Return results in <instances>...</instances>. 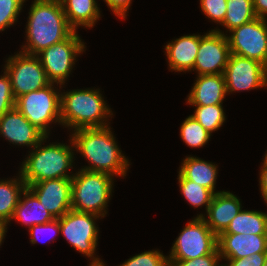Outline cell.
<instances>
[{
    "label": "cell",
    "instance_id": "cell-1",
    "mask_svg": "<svg viewBox=\"0 0 267 266\" xmlns=\"http://www.w3.org/2000/svg\"><path fill=\"white\" fill-rule=\"evenodd\" d=\"M70 138L75 150L90 163L82 170L106 173L112 177L126 176L129 160L122 154L109 126L80 128L74 130Z\"/></svg>",
    "mask_w": 267,
    "mask_h": 266
},
{
    "label": "cell",
    "instance_id": "cell-2",
    "mask_svg": "<svg viewBox=\"0 0 267 266\" xmlns=\"http://www.w3.org/2000/svg\"><path fill=\"white\" fill-rule=\"evenodd\" d=\"M75 30L68 24L60 0H34L26 26V44L22 53L37 55L67 39Z\"/></svg>",
    "mask_w": 267,
    "mask_h": 266
},
{
    "label": "cell",
    "instance_id": "cell-3",
    "mask_svg": "<svg viewBox=\"0 0 267 266\" xmlns=\"http://www.w3.org/2000/svg\"><path fill=\"white\" fill-rule=\"evenodd\" d=\"M47 138L41 140L32 149L26 160L22 162L19 174L26 186L44 180L72 178L74 176V174H67L74 162L73 151L75 149L71 138L70 146L63 143H49V145L42 147Z\"/></svg>",
    "mask_w": 267,
    "mask_h": 266
},
{
    "label": "cell",
    "instance_id": "cell-4",
    "mask_svg": "<svg viewBox=\"0 0 267 266\" xmlns=\"http://www.w3.org/2000/svg\"><path fill=\"white\" fill-rule=\"evenodd\" d=\"M60 104L61 125L70 127L73 131L80 128L106 127V121L113 115L98 89L61 92Z\"/></svg>",
    "mask_w": 267,
    "mask_h": 266
},
{
    "label": "cell",
    "instance_id": "cell-5",
    "mask_svg": "<svg viewBox=\"0 0 267 266\" xmlns=\"http://www.w3.org/2000/svg\"><path fill=\"white\" fill-rule=\"evenodd\" d=\"M113 179L106 173L80 169L71 178L72 209L104 217L112 196Z\"/></svg>",
    "mask_w": 267,
    "mask_h": 266
},
{
    "label": "cell",
    "instance_id": "cell-6",
    "mask_svg": "<svg viewBox=\"0 0 267 266\" xmlns=\"http://www.w3.org/2000/svg\"><path fill=\"white\" fill-rule=\"evenodd\" d=\"M54 84L23 94L15 103V107L46 137L50 133V123L61 124V93L54 89Z\"/></svg>",
    "mask_w": 267,
    "mask_h": 266
},
{
    "label": "cell",
    "instance_id": "cell-7",
    "mask_svg": "<svg viewBox=\"0 0 267 266\" xmlns=\"http://www.w3.org/2000/svg\"><path fill=\"white\" fill-rule=\"evenodd\" d=\"M100 216L70 209L59 218L60 233L72 247L92 259L89 266H104L100 258L94 257L98 242V227L94 220Z\"/></svg>",
    "mask_w": 267,
    "mask_h": 266
},
{
    "label": "cell",
    "instance_id": "cell-8",
    "mask_svg": "<svg viewBox=\"0 0 267 266\" xmlns=\"http://www.w3.org/2000/svg\"><path fill=\"white\" fill-rule=\"evenodd\" d=\"M181 231L173 243L168 260H191L219 253L218 236L207 226L202 216L195 217Z\"/></svg>",
    "mask_w": 267,
    "mask_h": 266
},
{
    "label": "cell",
    "instance_id": "cell-9",
    "mask_svg": "<svg viewBox=\"0 0 267 266\" xmlns=\"http://www.w3.org/2000/svg\"><path fill=\"white\" fill-rule=\"evenodd\" d=\"M74 31L67 39L56 43L38 53L46 76L51 83L64 85L76 62V57L85 49V43Z\"/></svg>",
    "mask_w": 267,
    "mask_h": 266
},
{
    "label": "cell",
    "instance_id": "cell-10",
    "mask_svg": "<svg viewBox=\"0 0 267 266\" xmlns=\"http://www.w3.org/2000/svg\"><path fill=\"white\" fill-rule=\"evenodd\" d=\"M4 70L9 75L15 99L23 94L42 89L51 83L36 55L19 52L9 56Z\"/></svg>",
    "mask_w": 267,
    "mask_h": 266
},
{
    "label": "cell",
    "instance_id": "cell-11",
    "mask_svg": "<svg viewBox=\"0 0 267 266\" xmlns=\"http://www.w3.org/2000/svg\"><path fill=\"white\" fill-rule=\"evenodd\" d=\"M229 32L231 53L258 61L267 68V19L257 17Z\"/></svg>",
    "mask_w": 267,
    "mask_h": 266
},
{
    "label": "cell",
    "instance_id": "cell-12",
    "mask_svg": "<svg viewBox=\"0 0 267 266\" xmlns=\"http://www.w3.org/2000/svg\"><path fill=\"white\" fill-rule=\"evenodd\" d=\"M230 47L227 36L220 29H214L200 35V45L193 71L198 75L223 74L227 66Z\"/></svg>",
    "mask_w": 267,
    "mask_h": 266
},
{
    "label": "cell",
    "instance_id": "cell-13",
    "mask_svg": "<svg viewBox=\"0 0 267 266\" xmlns=\"http://www.w3.org/2000/svg\"><path fill=\"white\" fill-rule=\"evenodd\" d=\"M223 74L227 94L267 86V68L262 63L233 53Z\"/></svg>",
    "mask_w": 267,
    "mask_h": 266
},
{
    "label": "cell",
    "instance_id": "cell-14",
    "mask_svg": "<svg viewBox=\"0 0 267 266\" xmlns=\"http://www.w3.org/2000/svg\"><path fill=\"white\" fill-rule=\"evenodd\" d=\"M71 178H56L27 185L49 213L59 219L72 209Z\"/></svg>",
    "mask_w": 267,
    "mask_h": 266
},
{
    "label": "cell",
    "instance_id": "cell-15",
    "mask_svg": "<svg viewBox=\"0 0 267 266\" xmlns=\"http://www.w3.org/2000/svg\"><path fill=\"white\" fill-rule=\"evenodd\" d=\"M0 135L12 144L32 149L46 137L16 107L0 117Z\"/></svg>",
    "mask_w": 267,
    "mask_h": 266
},
{
    "label": "cell",
    "instance_id": "cell-16",
    "mask_svg": "<svg viewBox=\"0 0 267 266\" xmlns=\"http://www.w3.org/2000/svg\"><path fill=\"white\" fill-rule=\"evenodd\" d=\"M221 259L244 258L254 253H267V235L221 233L218 236Z\"/></svg>",
    "mask_w": 267,
    "mask_h": 266
},
{
    "label": "cell",
    "instance_id": "cell-17",
    "mask_svg": "<svg viewBox=\"0 0 267 266\" xmlns=\"http://www.w3.org/2000/svg\"><path fill=\"white\" fill-rule=\"evenodd\" d=\"M240 199L230 191L215 193L207 210L208 219L202 216L207 226L219 236L229 226L232 219L242 210Z\"/></svg>",
    "mask_w": 267,
    "mask_h": 266
},
{
    "label": "cell",
    "instance_id": "cell-18",
    "mask_svg": "<svg viewBox=\"0 0 267 266\" xmlns=\"http://www.w3.org/2000/svg\"><path fill=\"white\" fill-rule=\"evenodd\" d=\"M187 103L193 106L223 104L227 95L224 74L197 75Z\"/></svg>",
    "mask_w": 267,
    "mask_h": 266
},
{
    "label": "cell",
    "instance_id": "cell-19",
    "mask_svg": "<svg viewBox=\"0 0 267 266\" xmlns=\"http://www.w3.org/2000/svg\"><path fill=\"white\" fill-rule=\"evenodd\" d=\"M200 45V35H184L165 46L170 70L191 71Z\"/></svg>",
    "mask_w": 267,
    "mask_h": 266
},
{
    "label": "cell",
    "instance_id": "cell-20",
    "mask_svg": "<svg viewBox=\"0 0 267 266\" xmlns=\"http://www.w3.org/2000/svg\"><path fill=\"white\" fill-rule=\"evenodd\" d=\"M22 195L23 198L20 196L11 220L16 219L22 225L29 226L28 228H30L55 219L27 187L22 192Z\"/></svg>",
    "mask_w": 267,
    "mask_h": 266
},
{
    "label": "cell",
    "instance_id": "cell-21",
    "mask_svg": "<svg viewBox=\"0 0 267 266\" xmlns=\"http://www.w3.org/2000/svg\"><path fill=\"white\" fill-rule=\"evenodd\" d=\"M68 24L76 31L78 26L93 28L101 14L96 0H60Z\"/></svg>",
    "mask_w": 267,
    "mask_h": 266
},
{
    "label": "cell",
    "instance_id": "cell-22",
    "mask_svg": "<svg viewBox=\"0 0 267 266\" xmlns=\"http://www.w3.org/2000/svg\"><path fill=\"white\" fill-rule=\"evenodd\" d=\"M179 172L188 180L200 184L214 194L217 179V165L201 158L188 156L183 160Z\"/></svg>",
    "mask_w": 267,
    "mask_h": 266
},
{
    "label": "cell",
    "instance_id": "cell-23",
    "mask_svg": "<svg viewBox=\"0 0 267 266\" xmlns=\"http://www.w3.org/2000/svg\"><path fill=\"white\" fill-rule=\"evenodd\" d=\"M222 233L267 235V214L241 210Z\"/></svg>",
    "mask_w": 267,
    "mask_h": 266
},
{
    "label": "cell",
    "instance_id": "cell-24",
    "mask_svg": "<svg viewBox=\"0 0 267 266\" xmlns=\"http://www.w3.org/2000/svg\"><path fill=\"white\" fill-rule=\"evenodd\" d=\"M26 187L21 175L10 180H0V221L6 224L11 221L20 196Z\"/></svg>",
    "mask_w": 267,
    "mask_h": 266
},
{
    "label": "cell",
    "instance_id": "cell-25",
    "mask_svg": "<svg viewBox=\"0 0 267 266\" xmlns=\"http://www.w3.org/2000/svg\"><path fill=\"white\" fill-rule=\"evenodd\" d=\"M257 18L253 0H227V12L221 23L227 31L239 27Z\"/></svg>",
    "mask_w": 267,
    "mask_h": 266
},
{
    "label": "cell",
    "instance_id": "cell-26",
    "mask_svg": "<svg viewBox=\"0 0 267 266\" xmlns=\"http://www.w3.org/2000/svg\"><path fill=\"white\" fill-rule=\"evenodd\" d=\"M178 182L180 191L187 202L196 208L205 205L207 212L214 193L211 190L202 187L200 184L186 179L180 172L178 174Z\"/></svg>",
    "mask_w": 267,
    "mask_h": 266
},
{
    "label": "cell",
    "instance_id": "cell-27",
    "mask_svg": "<svg viewBox=\"0 0 267 266\" xmlns=\"http://www.w3.org/2000/svg\"><path fill=\"white\" fill-rule=\"evenodd\" d=\"M211 135L192 115L187 117L180 127V137L192 148L203 147Z\"/></svg>",
    "mask_w": 267,
    "mask_h": 266
},
{
    "label": "cell",
    "instance_id": "cell-28",
    "mask_svg": "<svg viewBox=\"0 0 267 266\" xmlns=\"http://www.w3.org/2000/svg\"><path fill=\"white\" fill-rule=\"evenodd\" d=\"M192 115L210 134L222 127L225 113L222 104L195 106Z\"/></svg>",
    "mask_w": 267,
    "mask_h": 266
},
{
    "label": "cell",
    "instance_id": "cell-29",
    "mask_svg": "<svg viewBox=\"0 0 267 266\" xmlns=\"http://www.w3.org/2000/svg\"><path fill=\"white\" fill-rule=\"evenodd\" d=\"M25 0H0V31L17 21Z\"/></svg>",
    "mask_w": 267,
    "mask_h": 266
},
{
    "label": "cell",
    "instance_id": "cell-30",
    "mask_svg": "<svg viewBox=\"0 0 267 266\" xmlns=\"http://www.w3.org/2000/svg\"><path fill=\"white\" fill-rule=\"evenodd\" d=\"M120 266H169L168 256L158 250L142 252L129 258Z\"/></svg>",
    "mask_w": 267,
    "mask_h": 266
},
{
    "label": "cell",
    "instance_id": "cell-31",
    "mask_svg": "<svg viewBox=\"0 0 267 266\" xmlns=\"http://www.w3.org/2000/svg\"><path fill=\"white\" fill-rule=\"evenodd\" d=\"M202 12L217 24L224 21L227 12V0H200Z\"/></svg>",
    "mask_w": 267,
    "mask_h": 266
},
{
    "label": "cell",
    "instance_id": "cell-32",
    "mask_svg": "<svg viewBox=\"0 0 267 266\" xmlns=\"http://www.w3.org/2000/svg\"><path fill=\"white\" fill-rule=\"evenodd\" d=\"M16 99L13 96L9 75L5 72L0 76V117L15 108Z\"/></svg>",
    "mask_w": 267,
    "mask_h": 266
},
{
    "label": "cell",
    "instance_id": "cell-33",
    "mask_svg": "<svg viewBox=\"0 0 267 266\" xmlns=\"http://www.w3.org/2000/svg\"><path fill=\"white\" fill-rule=\"evenodd\" d=\"M220 253H211L191 260H168L169 266H219Z\"/></svg>",
    "mask_w": 267,
    "mask_h": 266
},
{
    "label": "cell",
    "instance_id": "cell-34",
    "mask_svg": "<svg viewBox=\"0 0 267 266\" xmlns=\"http://www.w3.org/2000/svg\"><path fill=\"white\" fill-rule=\"evenodd\" d=\"M267 253H254L244 258H228L225 266H263Z\"/></svg>",
    "mask_w": 267,
    "mask_h": 266
},
{
    "label": "cell",
    "instance_id": "cell-35",
    "mask_svg": "<svg viewBox=\"0 0 267 266\" xmlns=\"http://www.w3.org/2000/svg\"><path fill=\"white\" fill-rule=\"evenodd\" d=\"M29 232H30V236H31V240L30 242L32 244H36L37 241L39 240L38 238V233H43L45 234V232H52L53 234L56 232H58V234L60 233V224H59V219H54L48 223H44V224H37L34 225L32 227L29 228ZM51 240V239H49Z\"/></svg>",
    "mask_w": 267,
    "mask_h": 266
},
{
    "label": "cell",
    "instance_id": "cell-36",
    "mask_svg": "<svg viewBox=\"0 0 267 266\" xmlns=\"http://www.w3.org/2000/svg\"><path fill=\"white\" fill-rule=\"evenodd\" d=\"M108 7L119 18L125 19L132 0H104Z\"/></svg>",
    "mask_w": 267,
    "mask_h": 266
},
{
    "label": "cell",
    "instance_id": "cell-37",
    "mask_svg": "<svg viewBox=\"0 0 267 266\" xmlns=\"http://www.w3.org/2000/svg\"><path fill=\"white\" fill-rule=\"evenodd\" d=\"M253 8L257 17L267 19V0H253Z\"/></svg>",
    "mask_w": 267,
    "mask_h": 266
},
{
    "label": "cell",
    "instance_id": "cell-38",
    "mask_svg": "<svg viewBox=\"0 0 267 266\" xmlns=\"http://www.w3.org/2000/svg\"><path fill=\"white\" fill-rule=\"evenodd\" d=\"M261 171H260V178H259V185H260V191L262 194V197L264 199V201L267 203V167H261Z\"/></svg>",
    "mask_w": 267,
    "mask_h": 266
},
{
    "label": "cell",
    "instance_id": "cell-39",
    "mask_svg": "<svg viewBox=\"0 0 267 266\" xmlns=\"http://www.w3.org/2000/svg\"><path fill=\"white\" fill-rule=\"evenodd\" d=\"M6 226H7L6 223L0 221V246L2 245L3 239H5L4 238V236L6 234L5 232H7V227Z\"/></svg>",
    "mask_w": 267,
    "mask_h": 266
},
{
    "label": "cell",
    "instance_id": "cell-40",
    "mask_svg": "<svg viewBox=\"0 0 267 266\" xmlns=\"http://www.w3.org/2000/svg\"><path fill=\"white\" fill-rule=\"evenodd\" d=\"M267 152V151H266ZM265 159L263 160L262 167H267V153L265 154Z\"/></svg>",
    "mask_w": 267,
    "mask_h": 266
},
{
    "label": "cell",
    "instance_id": "cell-41",
    "mask_svg": "<svg viewBox=\"0 0 267 266\" xmlns=\"http://www.w3.org/2000/svg\"><path fill=\"white\" fill-rule=\"evenodd\" d=\"M263 266H267V258H266V261H265V263H264V265Z\"/></svg>",
    "mask_w": 267,
    "mask_h": 266
}]
</instances>
